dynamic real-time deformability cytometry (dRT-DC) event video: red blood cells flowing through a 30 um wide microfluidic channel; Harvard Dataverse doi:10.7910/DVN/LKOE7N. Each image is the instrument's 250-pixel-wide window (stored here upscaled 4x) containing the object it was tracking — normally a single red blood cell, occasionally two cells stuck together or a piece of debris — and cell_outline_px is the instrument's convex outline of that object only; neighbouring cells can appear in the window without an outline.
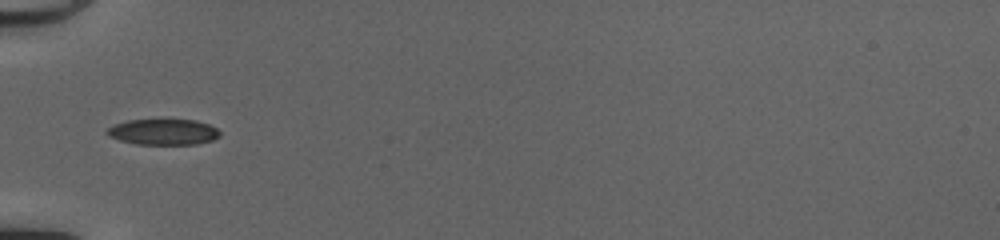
{"species": "common noctule bat (a hibernating species)", "species_latin": "Nyctalus noctula", "temperature_condition": "cold", "stored_images_in_passage": 33, "camera_frame_rate_fps": 3000, "um_per_image_px": 0.085, "animal": {"sex": "female", "body_mass_g": 20.0, "forearm_length_mm": 54.0}, "frame": {"image": 1, "passage_image": 1, "time_ms": 0.0, "image_size_px": [1000, 240], "cell_outline_px": [[220, 136], [212, 140], [196, 144], [136, 144], [120, 140], [108, 136], [104, 132], [108, 128], [116, 124], [128, 120], [160, 116], [196, 120], [208, 124], [216, 128], [220, 132]], "centroid_in_image_um": [13.87, 11.15], "position_along_channel_um": 71.1, "area_um2": 17.86}}
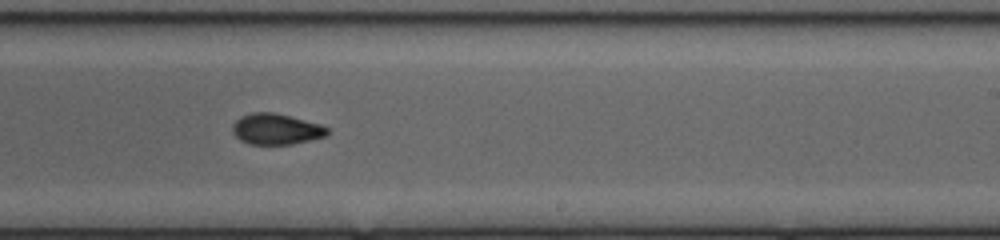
{"frame": {"image": 2, "passage_image": 15, "time_ms": 4.667, "image_size_px": [1000, 240], "cell_outline_px": [[328, 136], [292, 144], [248, 144], [240, 140], [232, 132], [232, 124], [240, 116], [252, 112], [272, 112], [320, 124], [328, 128]], "centroid_in_image_um": [23.44, 10.98], "position_along_channel_um": 265.6, "area_um2": 17.05}}
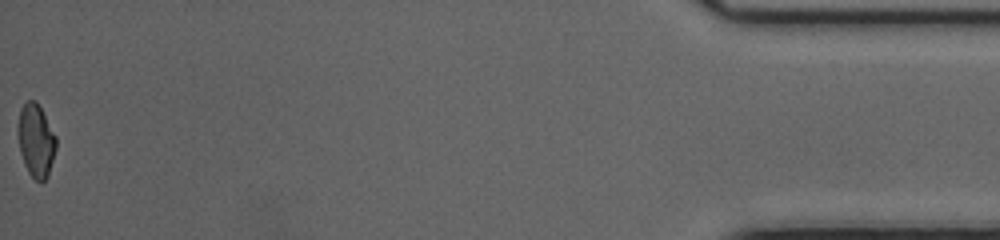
{"frame": {"image": 3, "passage_image": 33, "time_ms": 10.667, "image_size_px": [1000, 240], "cell_outline_px": [[56, 148], [48, 176], [40, 184], [28, 172], [24, 164], [20, 152], [16, 132], [16, 128], [20, 108], [28, 100], [36, 100], [56, 136]], "centroid_in_image_um": [3.03, 11.94], "position_along_channel_um": 432.2, "area_um2": 16.47}, "authors_computed_cell_mechanics": {"area_um2": 16.9932, "velocity_mm_per_s": 4.1939, "shape_relaxation_time_tau1_ms": null, "shape_relaxation_time_tau2_ms": 2.1642, "deformation_change_tau1": null, "deformation_change_tau2": 0.0598}}